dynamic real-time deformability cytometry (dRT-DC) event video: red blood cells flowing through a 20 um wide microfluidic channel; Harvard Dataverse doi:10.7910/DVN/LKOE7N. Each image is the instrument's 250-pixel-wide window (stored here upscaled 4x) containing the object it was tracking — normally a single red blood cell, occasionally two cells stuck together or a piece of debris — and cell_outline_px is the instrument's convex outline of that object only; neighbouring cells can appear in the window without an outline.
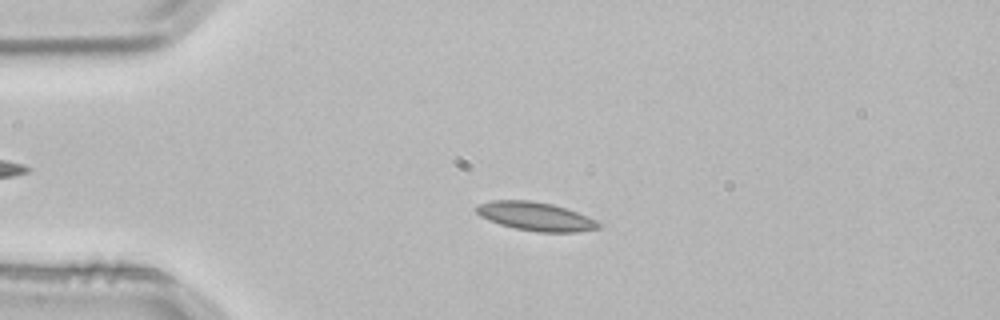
{"species": "common noctule bat (a hibernating species)", "species_latin": "Nyctalus noctula", "temperature_condition": "room temperature", "stored_images_in_passage": 2, "camera_frame_rate_fps": 3000, "um_per_image_px": 0.085, "animal": {"sex": "male", "body_mass_g": 21.5, "forearm_length_mm": 52.0}, "frame": {"image": 1, "passage_image": 1, "time_ms": 0.0, "image_size_px": [1000, 320], "cell_outline_px": [[600, 228], [576, 232], [536, 232], [516, 228], [500, 224], [488, 220], [480, 216], [472, 208], [476, 204], [492, 200], [528, 200], [552, 204], [576, 212], [596, 220], [600, 224]], "centroid_in_image_um": [45.46, 18.39], "position_along_channel_um": 39.5, "area_um2": 20.35}}
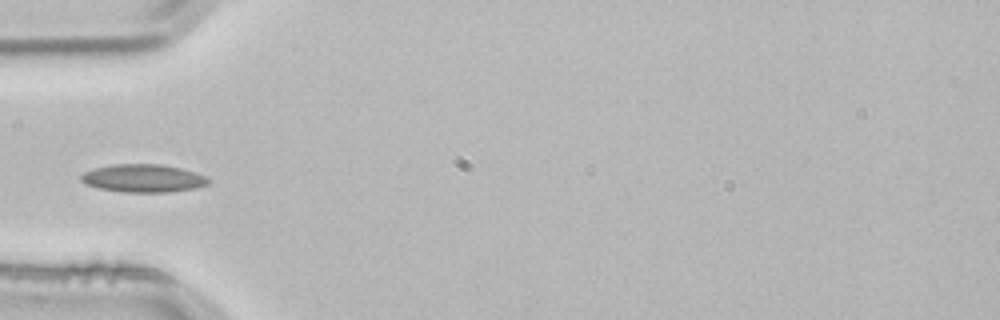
{"frame": {"image": 2, "passage_image": 2, "time_ms": 0.333, "image_size_px": [1000, 320], "cell_outline_px": [[212, 180], [208, 184], [196, 188], [172, 192], [124, 192], [100, 188], [88, 184], [80, 180], [80, 176], [84, 172], [96, 168], [112, 164], [160, 164], [180, 168], [196, 172]], "centroid_in_image_um": [12.22, 15.15], "position_along_channel_um": 72.8, "area_um2": 20.69}}